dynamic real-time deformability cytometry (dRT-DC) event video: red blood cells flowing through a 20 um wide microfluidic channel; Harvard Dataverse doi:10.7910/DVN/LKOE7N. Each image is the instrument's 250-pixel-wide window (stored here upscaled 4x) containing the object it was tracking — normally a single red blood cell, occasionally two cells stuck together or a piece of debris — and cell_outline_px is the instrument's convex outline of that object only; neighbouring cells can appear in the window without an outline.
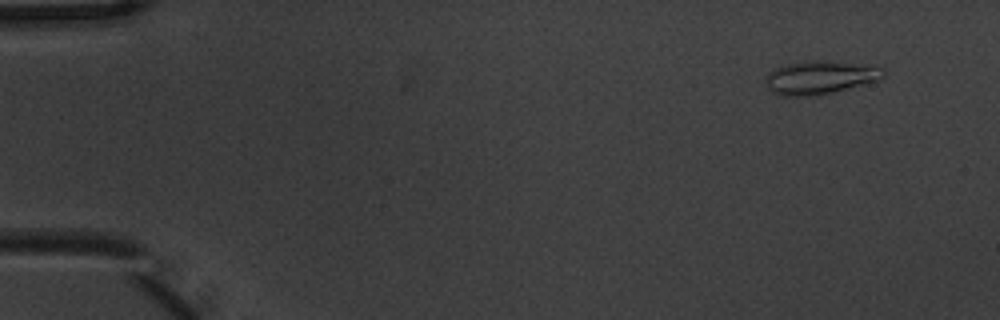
{"species": "common noctule bat (a hibernating species)", "species_latin": "Nyctalus noctula", "temperature_condition": "warm", "stored_images_in_passage": 6, "camera_frame_rate_fps": 3000, "um_per_image_px": 0.085, "animal": {"sex": "male", "body_mass_g": 20.1, "forearm_length_mm": 53.5}, "frame": {"image": 1, "passage_image": 2, "time_ms": 0.333, "image_size_px": [1000, 320], "cell_outline_px": [[884, 76], [880, 80], [832, 92], [808, 96], [780, 96], [772, 92], [768, 88], [764, 80], [768, 72], [776, 68], [788, 64], [812, 60], [816, 60], [880, 64], [884, 68]], "centroid_in_image_um": [69.76, 6.56], "position_along_channel_um": 15.2, "area_um2": 23.24}}
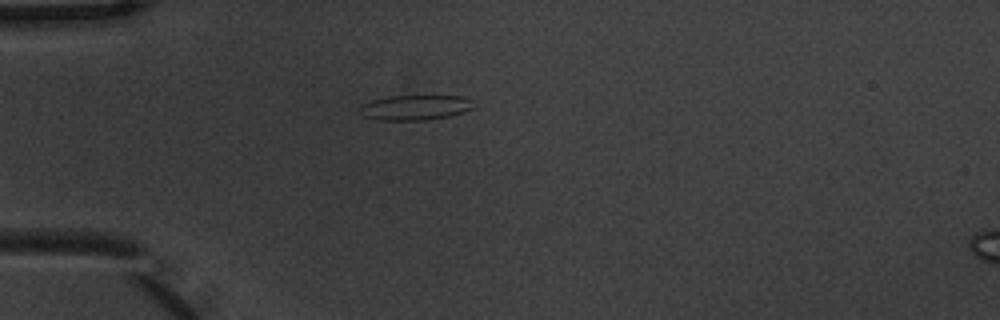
{"frame": {"image": 2, "passage_image": 5, "time_ms": 1.333, "image_size_px": [1000, 320], "cell_outline_px": [[476, 108], [448, 116], [428, 120], [376, 120], [360, 116], [356, 112], [356, 108], [360, 104], [372, 100], [388, 96], [464, 96], [472, 100]], "centroid_in_image_um": [35.2, 9.14], "position_along_channel_um": 49.8, "area_um2": 17.11}}